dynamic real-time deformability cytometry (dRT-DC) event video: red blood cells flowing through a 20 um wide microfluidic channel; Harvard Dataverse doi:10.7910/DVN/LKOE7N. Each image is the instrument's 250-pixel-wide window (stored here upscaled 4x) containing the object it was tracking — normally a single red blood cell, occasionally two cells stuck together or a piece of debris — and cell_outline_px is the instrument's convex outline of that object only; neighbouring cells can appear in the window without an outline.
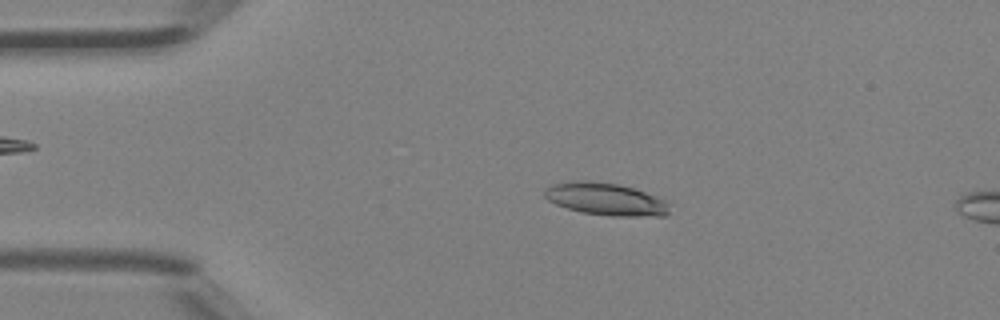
{"species": "Egyptian fruit bat (a non-hibernating species)", "species_latin": "Rousettus aegyptiacus", "temperature_condition": "room temperature", "stored_images_in_passage": 10, "camera_frame_rate_fps": 3000, "um_per_image_px": 0.085, "animal": {"sex": "female"}, "frame": {"image": 1, "passage_image": 5, "time_ms": 1.333, "image_size_px": [1000, 320], "cell_outline_px": [[668, 216], [612, 216], [580, 212], [556, 204], [548, 200], [544, 196], [544, 188], [552, 184], [576, 180], [588, 180], [616, 184], [632, 188], [656, 196], [664, 200], [668, 204]], "centroid_in_image_um": [51.45, 16.92], "position_along_channel_um": 33.5, "area_um2": 23.52}}